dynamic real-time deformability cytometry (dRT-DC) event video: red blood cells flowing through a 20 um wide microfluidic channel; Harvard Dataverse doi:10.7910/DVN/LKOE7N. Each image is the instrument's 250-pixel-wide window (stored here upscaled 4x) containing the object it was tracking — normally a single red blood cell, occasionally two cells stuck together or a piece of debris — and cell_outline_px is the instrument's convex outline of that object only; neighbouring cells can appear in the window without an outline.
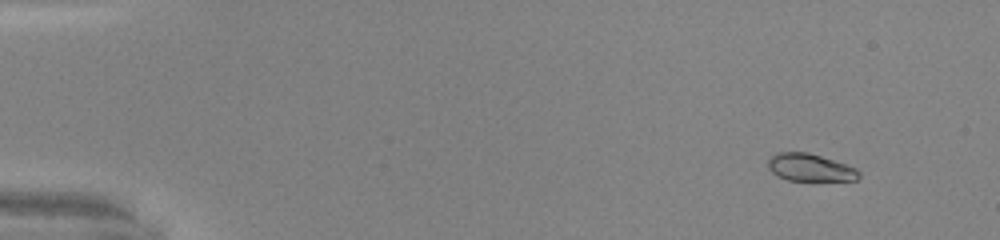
{"species": "common noctule bat (a hibernating species)", "species_latin": "Nyctalus noctula", "temperature_condition": "warm", "stored_images_in_passage": 3, "camera_frame_rate_fps": 3000, "um_per_image_px": 0.085, "animal": {"sex": "male", "body_mass_g": 20.0, "forearm_length_mm": 53.3}, "frame": {"image": 1, "passage_image": 1, "time_ms": 0.0, "image_size_px": [1000, 240], "cell_outline_px": [[860, 176], [856, 180], [788, 180], [776, 176], [768, 168], [768, 160], [776, 152], [808, 152], [856, 168], [860, 172]], "centroid_in_image_um": [68.82, 14.24], "position_along_channel_um": 16.2, "area_um2": 14.39}}